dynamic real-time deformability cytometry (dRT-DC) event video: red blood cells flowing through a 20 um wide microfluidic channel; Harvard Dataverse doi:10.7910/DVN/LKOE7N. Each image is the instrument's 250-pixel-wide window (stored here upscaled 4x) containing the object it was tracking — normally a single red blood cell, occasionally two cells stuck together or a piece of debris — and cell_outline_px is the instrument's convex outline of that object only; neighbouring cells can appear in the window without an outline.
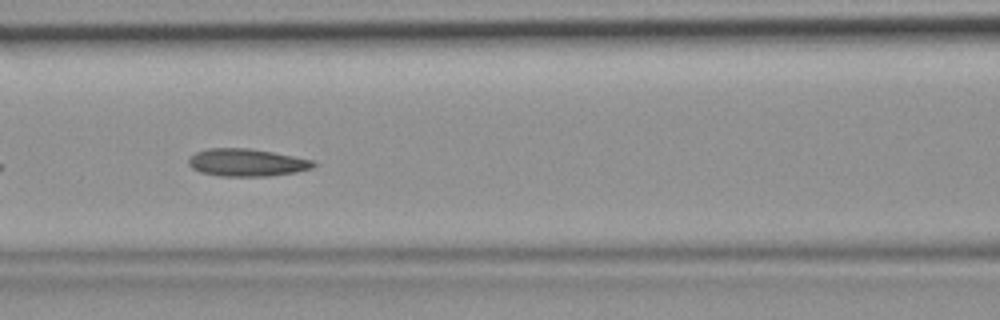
{"species": "common noctule bat (a hibernating species)", "species_latin": "Nyctalus noctula", "temperature_condition": "room temperature", "stored_images_in_passage": 6, "camera_frame_rate_fps": 3000, "um_per_image_px": 0.085, "animal": {"sex": "female", "body_mass_g": 19.9}, "frame": {"image": 1, "passage_image": 6, "time_ms": 1.667, "image_size_px": [1000, 320], "cell_outline_px": [[320, 164], [312, 168], [296, 172], [268, 176], [216, 176], [200, 172], [192, 168], [188, 164], [188, 160], [196, 152], [208, 148], [248, 148], [272, 152], [312, 160]], "centroid_in_image_um": [20.97, 13.82], "position_along_channel_um": 145.6, "area_um2": 20.06}}